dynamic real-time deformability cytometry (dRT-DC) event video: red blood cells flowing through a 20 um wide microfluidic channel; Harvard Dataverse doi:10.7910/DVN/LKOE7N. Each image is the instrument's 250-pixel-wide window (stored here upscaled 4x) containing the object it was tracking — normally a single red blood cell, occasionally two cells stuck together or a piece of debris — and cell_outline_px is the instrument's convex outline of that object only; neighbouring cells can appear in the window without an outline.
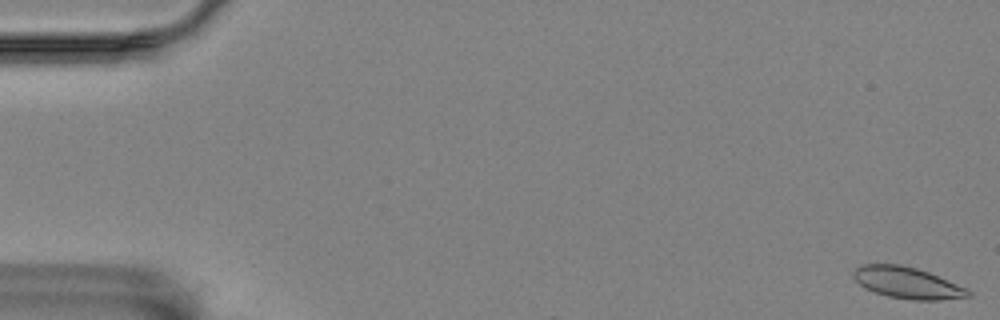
{"species": "Egyptian fruit bat (a non-hibernating species)", "species_latin": "Rousettus aegyptiacus", "temperature_condition": "room temperature", "stored_images_in_passage": 6, "camera_frame_rate_fps": 3000, "um_per_image_px": 0.085, "animal": {"sex": "female"}, "frame": {"image": 1, "passage_image": 1, "time_ms": 0.0, "image_size_px": [1000, 320], "cell_outline_px": [[972, 296], [940, 300], [912, 300], [888, 296], [864, 288], [852, 276], [852, 272], [860, 264], [900, 264], [916, 268], [928, 272], [956, 284], [972, 292]], "centroid_in_image_um": [77.08, 24.03], "position_along_channel_um": 7.9, "area_um2": 20.87}}